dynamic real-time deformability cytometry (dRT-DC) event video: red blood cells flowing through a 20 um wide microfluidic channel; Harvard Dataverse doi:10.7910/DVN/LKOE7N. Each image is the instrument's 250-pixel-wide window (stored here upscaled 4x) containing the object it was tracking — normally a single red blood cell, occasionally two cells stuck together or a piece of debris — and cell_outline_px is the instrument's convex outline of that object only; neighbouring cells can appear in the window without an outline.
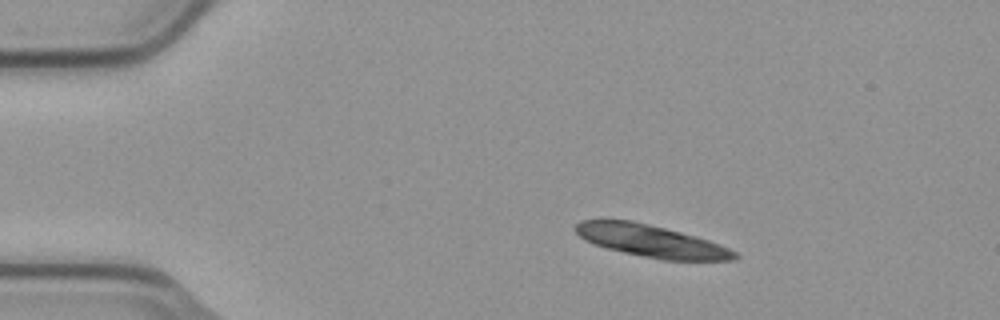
{"species": "common noctule bat (a hibernating species)", "species_latin": "Nyctalus noctula", "temperature_condition": "cold", "stored_images_in_passage": 45, "camera_frame_rate_fps": 3000, "um_per_image_px": 0.085, "animal": {"sex": "male", "body_mass_g": 23.1, "forearm_length_mm": 52.7}, "frame": {"image": 1, "passage_image": 1, "time_ms": 0.0, "image_size_px": [1000, 320], "cell_outline_px": [[740, 256], [736, 260], [660, 260], [624, 252], [592, 244], [584, 240], [576, 232], [576, 224], [580, 220], [632, 220], [680, 232], [708, 240], [728, 248], [736, 252]], "centroid_in_image_um": [55.35, 20.49], "position_along_channel_um": 29.7, "area_um2": 29.54}}
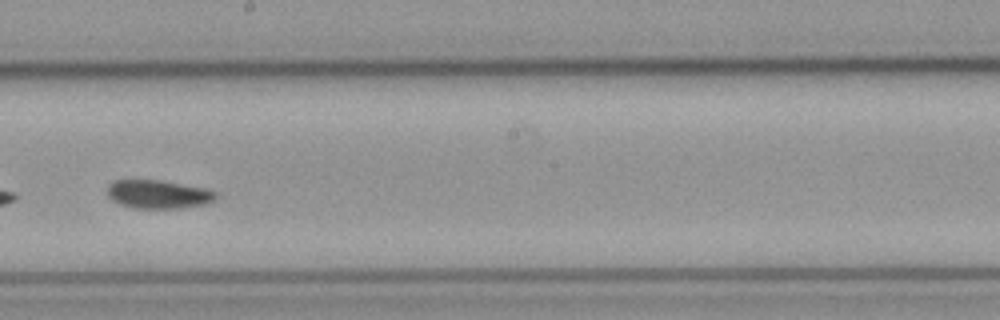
{"frame": {"image": 2, "passage_image": 23, "time_ms": 7.333, "image_size_px": [1000, 320], "cell_outline_px": [[216, 200], [208, 204], [180, 208], [132, 208], [120, 204], [112, 200], [108, 196], [108, 184], [112, 180], [160, 180], [204, 188], [216, 192]], "centroid_in_image_um": [13.45, 16.52], "position_along_channel_um": 234.8, "area_um2": 18.09}}
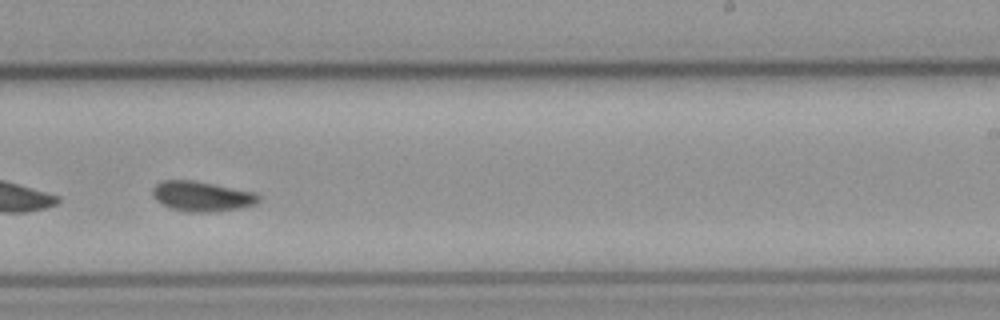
{"frame": {"image": 3, "passage_image": 26, "time_ms": 8.333, "image_size_px": [1000, 320], "cell_outline_px": [[260, 200], [256, 204], [240, 208], [216, 212], [188, 212], [172, 208], [156, 200], [152, 196], [152, 188], [160, 180], [192, 180], [256, 192], [260, 196]], "centroid_in_image_um": [17.17, 16.68], "position_along_channel_um": 271.8, "area_um2": 18.67}, "authors_computed_cell_mechanics": {"area_um2": 18.4382, "velocity_mm_per_s": 3.7245, "shape_relaxation_time_tau1_ms": 4.8237, "shape_relaxation_time_tau2_ms": 2.3523, "deformation_change_tau1": 0.1007, "deformation_change_tau2": 0.0436}}